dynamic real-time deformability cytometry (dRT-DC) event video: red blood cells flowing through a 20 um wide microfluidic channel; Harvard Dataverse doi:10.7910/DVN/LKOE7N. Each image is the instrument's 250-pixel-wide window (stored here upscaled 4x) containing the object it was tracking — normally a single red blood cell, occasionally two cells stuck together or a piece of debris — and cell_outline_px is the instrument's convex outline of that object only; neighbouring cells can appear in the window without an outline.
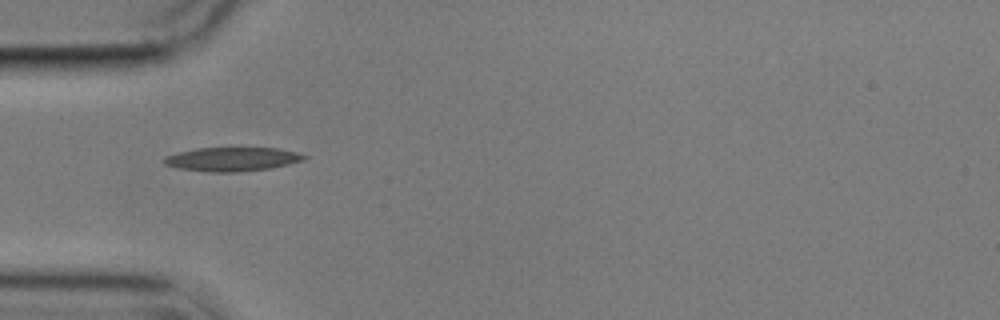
{"species": "common noctule bat (a hibernating species)", "species_latin": "Nyctalus noctula", "temperature_condition": "cold", "stored_images_in_passage": 40, "camera_frame_rate_fps": 3000, "um_per_image_px": 0.085, "animal": {"sex": "male", "body_mass_g": 17.9}, "frame": {"image": 1, "passage_image": 1, "time_ms": 0.0, "image_size_px": [1000, 320], "cell_outline_px": [[308, 156], [304, 160], [272, 168], [236, 172], [208, 172], [180, 168], [164, 164], [164, 156], [196, 148], [280, 148], [296, 152]], "centroid_in_image_um": [19.76, 13.53], "position_along_channel_um": 65.2, "area_um2": 19.42}}
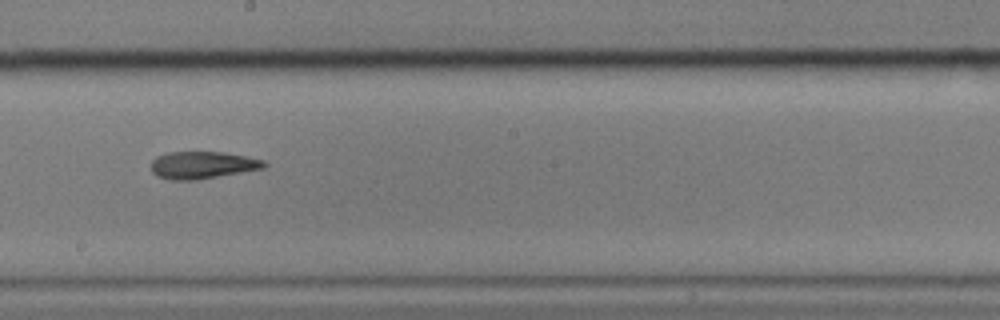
{"frame": {"image": 2, "passage_image": 15, "time_ms": 4.667, "image_size_px": [1000, 320], "cell_outline_px": [[268, 164], [264, 168], [196, 180], [172, 180], [156, 176], [152, 172], [152, 160], [156, 156], [168, 152], [224, 152], [264, 160]], "centroid_in_image_um": [17.19, 14.03], "position_along_channel_um": 231.0, "area_um2": 17.92}}
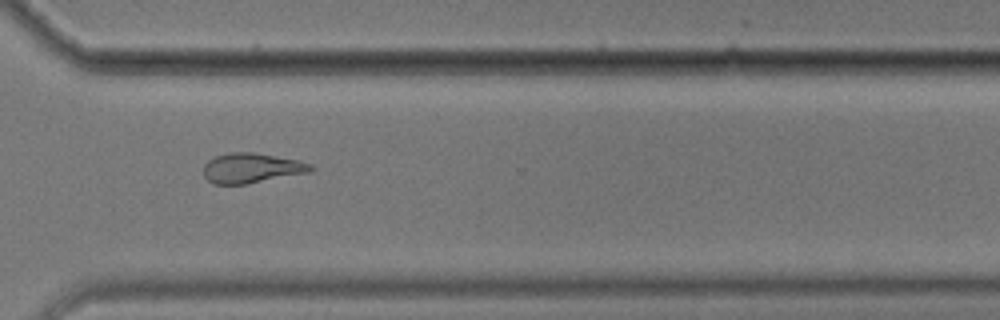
{"frame": {"image": 3, "passage_image": 25, "time_ms": 8.0, "image_size_px": [1000, 320], "cell_outline_px": [[316, 168], [308, 172], [244, 184], [216, 184], [208, 180], [204, 176], [204, 164], [208, 160], [216, 156], [232, 152], [252, 152], [296, 160], [312, 164]], "centroid_in_image_um": [21.36, 14.28], "position_along_channel_um": 349.2, "area_um2": 18.32}, "authors_computed_cell_mechanics": {"area_um2": 18.6983, "velocity_mm_per_s": 3.5552, "shape_relaxation_time_tau1_ms": null, "shape_relaxation_time_tau2_ms": 9.6134, "deformation_change_tau1": null, "deformation_change_tau2": 0.208}}